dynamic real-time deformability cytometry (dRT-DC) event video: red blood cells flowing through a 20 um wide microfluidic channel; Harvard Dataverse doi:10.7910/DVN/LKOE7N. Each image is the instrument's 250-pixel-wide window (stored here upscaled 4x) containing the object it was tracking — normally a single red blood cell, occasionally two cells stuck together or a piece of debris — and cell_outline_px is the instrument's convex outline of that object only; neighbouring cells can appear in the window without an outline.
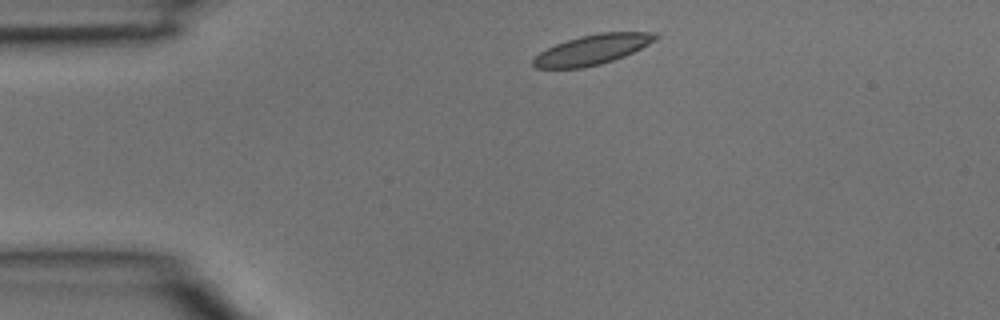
{"species": "common noctule bat (a hibernating species)", "species_latin": "Nyctalus noctula", "temperature_condition": "room temperature", "stored_images_in_passage": 2, "camera_frame_rate_fps": 3000, "um_per_image_px": 0.085, "animal": {"sex": "male", "body_mass_g": 15.6}, "frame": {"image": 1, "passage_image": 1, "time_ms": 0.0, "image_size_px": [1000, 320], "cell_outline_px": [[660, 36], [656, 40], [624, 56], [600, 64], [584, 68], [536, 68], [532, 64], [532, 60], [540, 52], [556, 44], [580, 36], [600, 32], [660, 32]], "centroid_in_image_um": [50.38, 4.21], "position_along_channel_um": 34.6, "area_um2": 21.21}}